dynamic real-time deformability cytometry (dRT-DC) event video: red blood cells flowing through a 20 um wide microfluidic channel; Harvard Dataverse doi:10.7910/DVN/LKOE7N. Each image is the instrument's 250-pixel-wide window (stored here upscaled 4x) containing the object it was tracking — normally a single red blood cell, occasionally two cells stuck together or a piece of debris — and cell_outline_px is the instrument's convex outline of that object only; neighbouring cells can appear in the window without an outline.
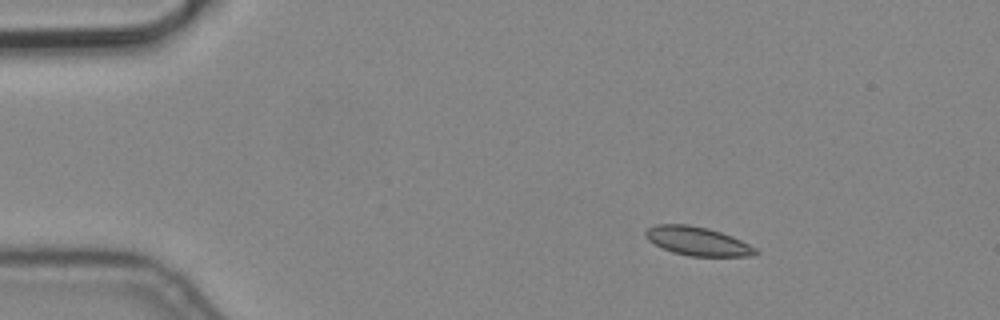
{"species": "common noctule bat (a hibernating species)", "species_latin": "Nyctalus noctula", "temperature_condition": "cold", "stored_images_in_passage": 4, "camera_frame_rate_fps": 3000, "um_per_image_px": 0.085, "animal": {"sex": "male", "body_mass_g": 19.2, "forearm_length_mm": 51.8}, "frame": {"image": 1, "passage_image": 1, "time_ms": 0.0, "image_size_px": [1000, 320], "cell_outline_px": [[760, 252], [756, 256], [688, 256], [672, 252], [648, 240], [644, 236], [644, 232], [648, 228], [656, 224], [688, 224], [708, 228], [732, 236], [756, 248]], "centroid_in_image_um": [59.3, 20.5], "position_along_channel_um": 25.7, "area_um2": 18.44}}
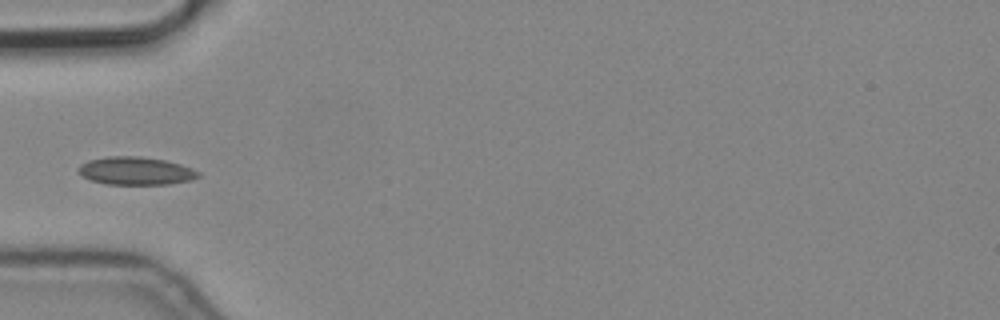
{"frame": {"image": 2, "passage_image": 4, "time_ms": 1.0, "image_size_px": [1000, 320], "cell_outline_px": [[200, 176], [192, 180], [168, 184], [108, 184], [92, 180], [84, 176], [76, 168], [80, 164], [88, 160], [108, 156], [140, 156], [164, 160], [180, 164], [192, 168], [200, 172]], "centroid_in_image_um": [11.56, 14.52], "position_along_channel_um": 73.4, "area_um2": 19.48}}